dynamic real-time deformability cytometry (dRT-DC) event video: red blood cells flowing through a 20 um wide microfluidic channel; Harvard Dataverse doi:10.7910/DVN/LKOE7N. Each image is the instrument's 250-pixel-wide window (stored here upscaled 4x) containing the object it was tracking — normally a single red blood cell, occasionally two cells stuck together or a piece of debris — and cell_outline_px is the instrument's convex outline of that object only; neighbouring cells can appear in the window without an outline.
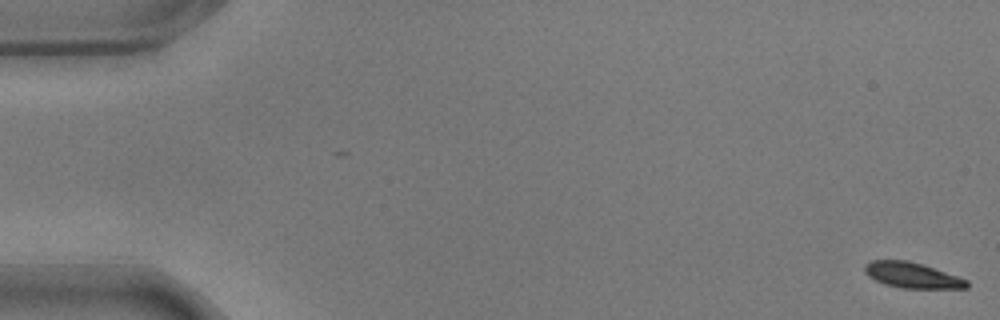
{"species": "common noctule bat (a hibernating species)", "species_latin": "Nyctalus noctula", "temperature_condition": "warm", "stored_images_in_passage": 51, "camera_frame_rate_fps": 3000, "um_per_image_px": 0.085, "animal": {"sex": "male", "body_mass_g": 17.9}, "frame": {"image": 1, "passage_image": 1, "time_ms": 0.0, "image_size_px": [1000, 320], "cell_outline_px": [[968, 288], [904, 288], [884, 284], [868, 276], [864, 272], [864, 264], [872, 260], [908, 260], [924, 264], [968, 280]], "centroid_in_image_um": [77.51, 23.38], "position_along_channel_um": 7.5, "area_um2": 15.26}}
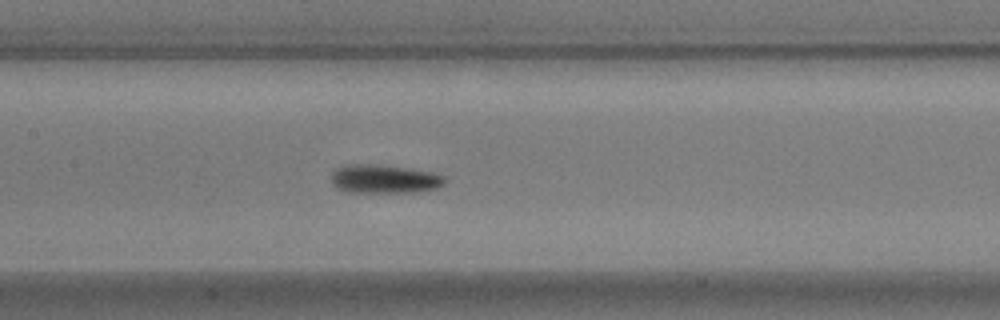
{"frame": {"image": 2, "passage_image": 28, "time_ms": 9.0, "image_size_px": [1000, 320], "cell_outline_px": [[444, 184], [436, 188], [416, 192], [348, 192], [336, 188], [332, 184], [332, 172], [340, 164], [380, 164], [408, 168], [432, 172], [444, 176]], "centroid_in_image_um": [32.61, 15.2], "position_along_channel_um": 174.8, "area_um2": 19.13}}
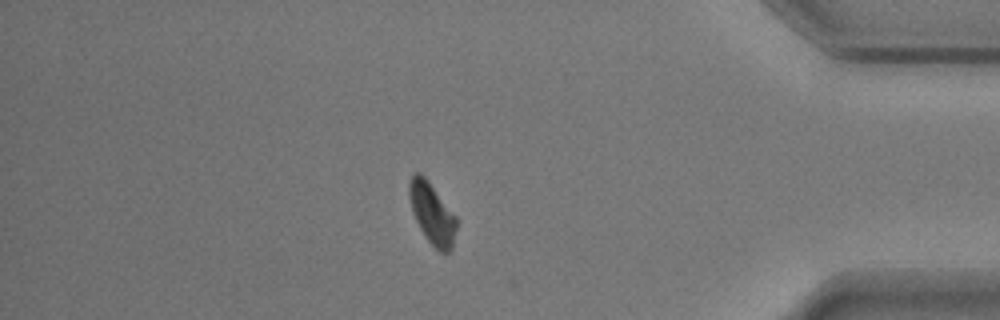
{"frame": {"image": 3, "passage_image": 50, "time_ms": 16.333, "image_size_px": [1000, 320], "cell_outline_px": [[456, 228], [452, 248], [448, 252], [440, 252], [424, 236], [412, 212], [408, 196], [408, 184], [412, 176], [416, 172], [420, 172], [428, 180], [456, 216]], "centroid_in_image_um": [36.71, 18.12], "position_along_channel_um": 398.5, "area_um2": 16.76}, "authors_computed_cell_mechanics": {"area_um2": 16.9354, "velocity_mm_per_s": 3.5201, "shape_relaxation_time_tau1_ms": 2.4406, "shape_relaxation_time_tau2_ms": 2.9756, "deformation_change_tau1": 0.1678, "deformation_change_tau2": 0.0803}}